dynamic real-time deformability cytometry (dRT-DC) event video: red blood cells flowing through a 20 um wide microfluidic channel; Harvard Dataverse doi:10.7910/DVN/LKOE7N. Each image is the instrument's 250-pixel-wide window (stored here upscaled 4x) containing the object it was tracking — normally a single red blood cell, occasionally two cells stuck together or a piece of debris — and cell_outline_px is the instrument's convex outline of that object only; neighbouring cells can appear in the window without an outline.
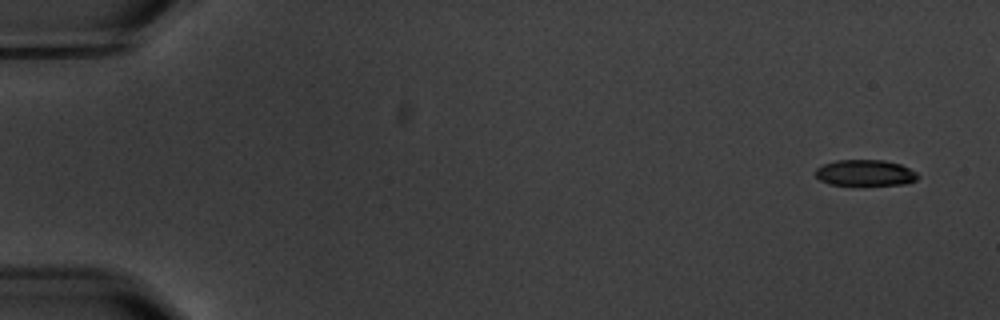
{"species": "common noctule bat (a hibernating species)", "species_latin": "Nyctalus noctula", "temperature_condition": "warm", "stored_images_in_passage": 5, "camera_frame_rate_fps": 3000, "um_per_image_px": 0.085, "animal": {"sex": "male", "body_mass_g": 20.1, "forearm_length_mm": 53.5}, "frame": {"image": 1, "passage_image": 1, "time_ms": 0.0, "image_size_px": [1000, 320], "cell_outline_px": [[920, 176], [916, 180], [904, 184], [828, 184], [820, 180], [816, 176], [816, 168], [824, 164], [836, 160], [884, 160], [900, 164], [916, 172]], "centroid_in_image_um": [73.54, 14.68], "position_along_channel_um": 11.5, "area_um2": 15.32}}